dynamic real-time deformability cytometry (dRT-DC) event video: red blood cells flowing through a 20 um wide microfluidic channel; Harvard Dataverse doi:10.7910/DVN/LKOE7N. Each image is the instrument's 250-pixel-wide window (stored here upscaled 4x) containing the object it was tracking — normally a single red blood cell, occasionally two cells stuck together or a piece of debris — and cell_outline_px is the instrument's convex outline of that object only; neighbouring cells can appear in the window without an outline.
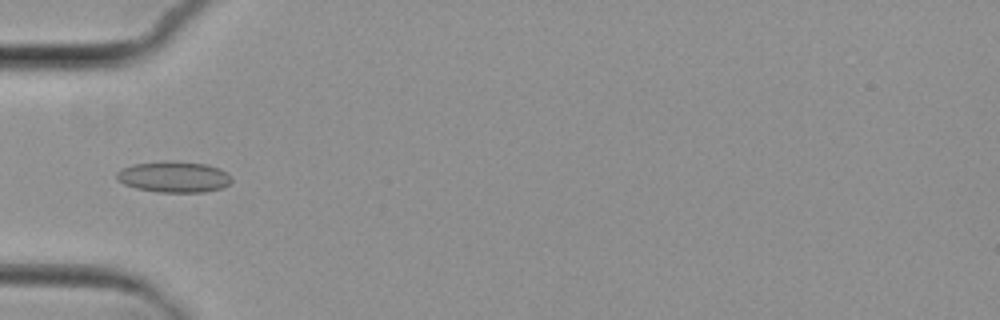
{"species": "common noctule bat (a hibernating species)", "species_latin": "Nyctalus noctula", "temperature_condition": "cold", "stored_images_in_passage": 5, "camera_frame_rate_fps": 3000, "um_per_image_px": 0.085, "animal": {"sex": "female", "body_mass_g": 29.2, "forearm_length_mm": 56.3}, "frame": {"image": 1, "passage_image": 5, "time_ms": 5.667, "image_size_px": [1000, 320], "cell_outline_px": [[232, 180], [228, 184], [220, 188], [204, 192], [156, 192], [136, 188], [124, 184], [116, 180], [116, 172], [120, 168], [132, 164], [164, 160], [172, 160], [208, 164], [220, 168]], "centroid_in_image_um": [14.71, 15.01], "position_along_channel_um": 70.3, "area_um2": 21.04}}